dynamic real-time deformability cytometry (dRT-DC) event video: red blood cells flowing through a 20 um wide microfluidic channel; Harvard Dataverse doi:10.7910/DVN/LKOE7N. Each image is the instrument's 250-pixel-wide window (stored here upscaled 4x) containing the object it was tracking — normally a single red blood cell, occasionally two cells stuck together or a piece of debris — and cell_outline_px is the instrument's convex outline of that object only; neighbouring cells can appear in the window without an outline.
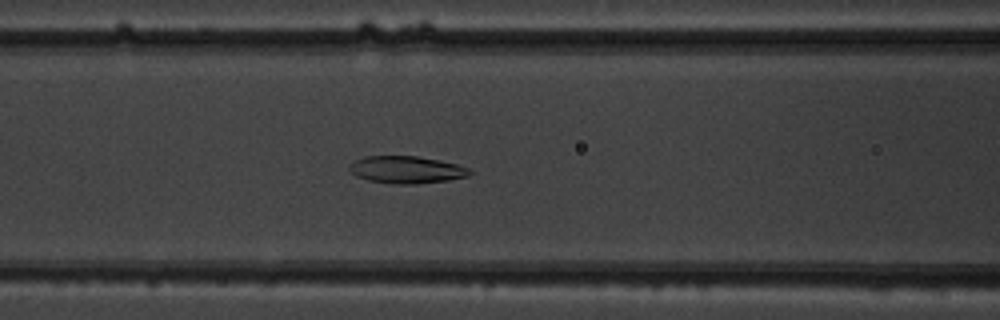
{"species": "common noctule bat (a hibernating species)", "species_latin": "Nyctalus noctula", "temperature_condition": "warm", "stored_images_in_passage": 53, "camera_frame_rate_fps": 3000, "um_per_image_px": 0.085, "animal": {"sex": "male", "body_mass_g": 19.5, "forearm_length_mm": 54.6}, "frame": {"image": 1, "passage_image": 23, "time_ms": 7.333, "image_size_px": [1000, 320], "cell_outline_px": [[472, 172], [468, 176], [448, 180], [416, 184], [392, 184], [368, 180], [356, 176], [348, 168], [348, 164], [364, 156], [416, 156], [440, 160], [456, 164], [468, 168]], "centroid_in_image_um": [34.53, 14.43], "position_along_channel_um": 132.1, "area_um2": 19.13}}
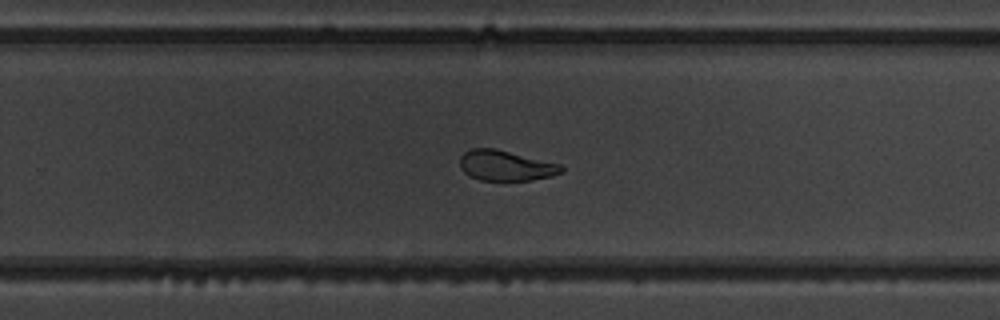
{"frame": {"image": 2, "passage_image": 35, "time_ms": 11.333, "image_size_px": [1000, 320], "cell_outline_px": [[564, 172], [552, 176], [532, 180], [480, 180], [464, 172], [460, 168], [460, 156], [464, 152], [472, 148], [496, 148], [560, 164], [564, 168]], "centroid_in_image_um": [43.0, 14.07], "position_along_channel_um": 286.8, "area_um2": 17.98}}
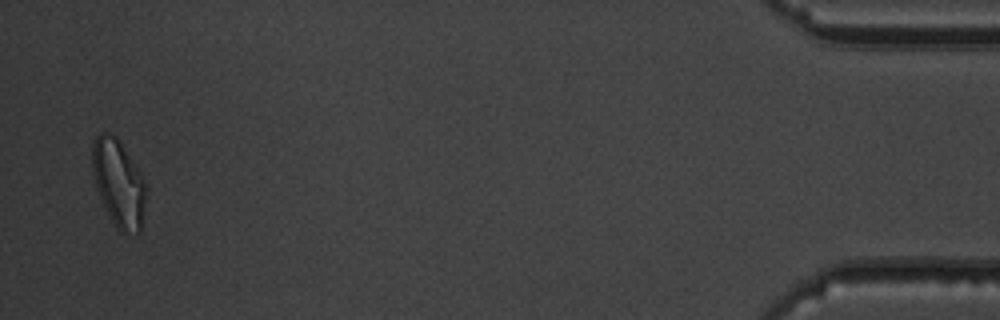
{"frame": {"image": 3, "passage_image": 52, "time_ms": 17.0, "image_size_px": [1000, 320], "cell_outline_px": [[144, 200], [140, 232], [120, 232], [116, 228], [104, 204], [96, 184], [92, 172], [92, 140], [100, 132], [112, 132], [116, 136], [140, 172], [144, 184]], "centroid_in_image_um": [10.04, 15.5], "position_along_channel_um": 425.2, "area_um2": 26.47}, "authors_computed_cell_mechanics": {"area_um2": 21.5016, "velocity_mm_per_s": 3.8768, "shape_relaxation_time_tau1_ms": 5.9431, "shape_relaxation_time_tau2_ms": 2.1084, "deformation_change_tau1": 0.183, "deformation_change_tau2": 0.0895}}